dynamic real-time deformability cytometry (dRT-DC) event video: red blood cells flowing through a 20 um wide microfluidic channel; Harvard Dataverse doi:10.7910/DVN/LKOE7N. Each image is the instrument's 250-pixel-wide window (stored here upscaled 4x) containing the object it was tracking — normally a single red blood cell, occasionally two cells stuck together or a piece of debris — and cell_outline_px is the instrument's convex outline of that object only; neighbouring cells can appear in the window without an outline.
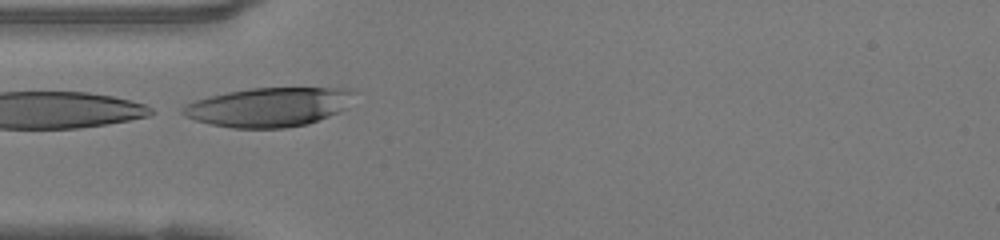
{"species": "human", "species_latin": "Homo sapiens", "temperature_condition": "warm", "stored_images_in_passage": 34, "camera_frame_rate_fps": 3000, "um_per_image_px": 0.085, "donor": {"sex": "female"}, "frame": {"image": 1, "passage_image": 1, "time_ms": 0.0, "image_size_px": [1000, 240], "cell_outline_px": [[356, 92], [344, 108], [328, 116], [308, 124], [284, 128], [232, 128], [212, 124], [196, 120], [184, 116], [180, 112], [180, 108], [184, 104], [196, 100], [228, 92], [252, 88], [356, 88]], "centroid_in_image_um": [22.83, 9.1], "position_along_channel_um": 62.2, "area_um2": 38.9}}
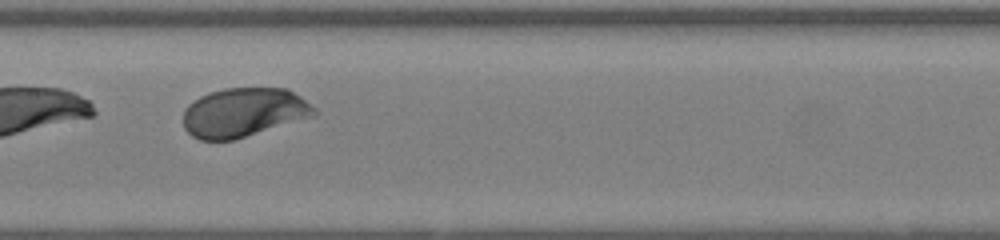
{"frame": {"image": 2, "passage_image": 10, "time_ms": 3.0, "image_size_px": [1000, 240], "cell_outline_px": [[320, 112], [316, 116], [232, 140], [200, 140], [192, 136], [184, 128], [184, 108], [188, 104], [200, 96], [224, 88], [288, 88], [312, 104]], "centroid_in_image_um": [20.75, 9.55], "position_along_channel_um": 186.6, "area_um2": 37.69}, "authors_computed_cell_mechanics": {"area_um2": 37.6567, "velocity_mm_per_s": 4.1491, "shape_relaxation_time_tau1_ms": 1.6152, "shape_relaxation_time_tau2_ms": null, "deformation_change_tau1": 0.1372, "deformation_change_tau2": null}}